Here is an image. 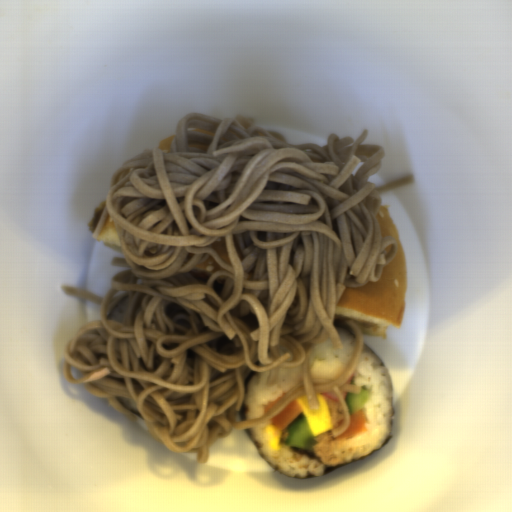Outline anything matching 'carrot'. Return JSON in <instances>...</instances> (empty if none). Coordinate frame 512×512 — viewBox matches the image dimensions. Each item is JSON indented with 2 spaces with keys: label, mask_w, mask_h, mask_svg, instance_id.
<instances>
[{
  "label": "carrot",
  "mask_w": 512,
  "mask_h": 512,
  "mask_svg": "<svg viewBox=\"0 0 512 512\" xmlns=\"http://www.w3.org/2000/svg\"><path fill=\"white\" fill-rule=\"evenodd\" d=\"M348 419V427L343 434H341L339 437H336L338 440L342 441L359 435L367 426V417L363 409L353 415H348Z\"/></svg>",
  "instance_id": "carrot-2"
},
{
  "label": "carrot",
  "mask_w": 512,
  "mask_h": 512,
  "mask_svg": "<svg viewBox=\"0 0 512 512\" xmlns=\"http://www.w3.org/2000/svg\"><path fill=\"white\" fill-rule=\"evenodd\" d=\"M286 392H283L281 393L280 395L276 396L275 398H273L272 400H270L269 402H267L266 404H264V408H265V411L267 412L275 403H277L286 393Z\"/></svg>",
  "instance_id": "carrot-3"
},
{
  "label": "carrot",
  "mask_w": 512,
  "mask_h": 512,
  "mask_svg": "<svg viewBox=\"0 0 512 512\" xmlns=\"http://www.w3.org/2000/svg\"><path fill=\"white\" fill-rule=\"evenodd\" d=\"M303 409L297 399L292 400L278 415L270 419L271 424L279 431L287 427L299 415L303 413Z\"/></svg>",
  "instance_id": "carrot-1"
},
{
  "label": "carrot",
  "mask_w": 512,
  "mask_h": 512,
  "mask_svg": "<svg viewBox=\"0 0 512 512\" xmlns=\"http://www.w3.org/2000/svg\"><path fill=\"white\" fill-rule=\"evenodd\" d=\"M344 418H345V415L340 420L337 421L336 429H338L342 425Z\"/></svg>",
  "instance_id": "carrot-4"
}]
</instances>
